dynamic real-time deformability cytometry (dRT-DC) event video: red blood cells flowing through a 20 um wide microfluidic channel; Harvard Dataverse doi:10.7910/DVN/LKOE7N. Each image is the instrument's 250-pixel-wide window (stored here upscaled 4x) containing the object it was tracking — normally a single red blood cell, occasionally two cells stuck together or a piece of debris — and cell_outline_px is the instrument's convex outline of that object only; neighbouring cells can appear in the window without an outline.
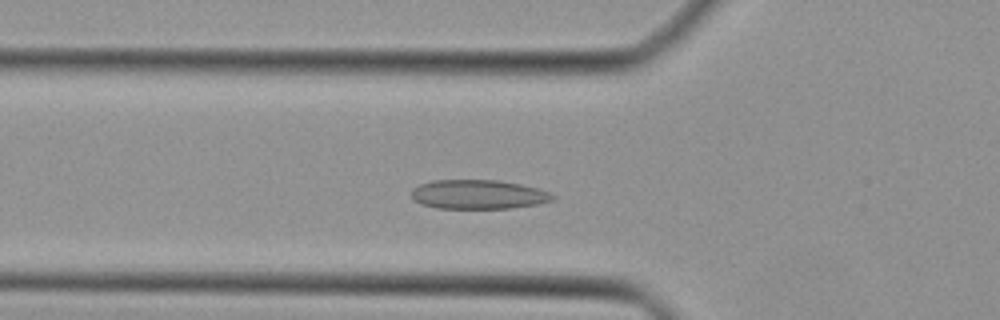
{"species": "Egyptian fruit bat (a non-hibernating species)", "species_latin": "Rousettus aegyptiacus", "temperature_condition": "cold", "stored_images_in_passage": 37, "camera_frame_rate_fps": 3000, "um_per_image_px": 0.085, "animal": {"sex": "female"}, "frame": {"image": 1, "passage_image": 8, "time_ms": 2.333, "image_size_px": [1000, 320], "cell_outline_px": [[556, 196], [552, 200], [536, 204], [508, 208], [436, 208], [420, 204], [412, 196], [412, 188], [420, 184], [432, 180], [496, 180], [520, 184], [536, 188], [548, 192]], "centroid_in_image_um": [40.62, 16.52], "position_along_channel_um": 85.2, "area_um2": 23.81}}
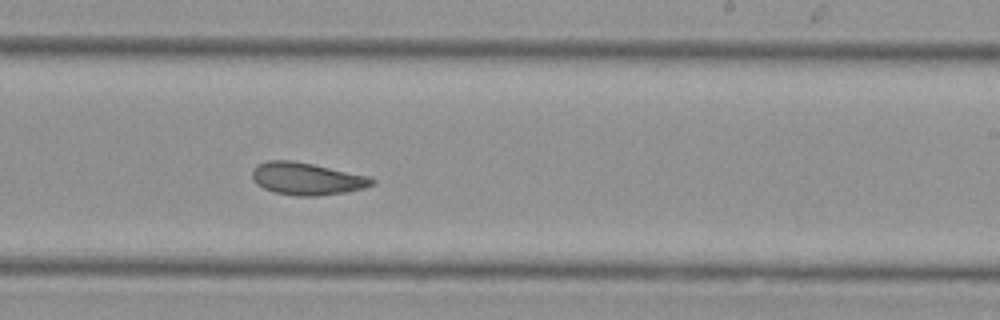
{"frame": {"image": 2, "passage_image": 20, "time_ms": 6.333, "image_size_px": [1000, 320], "cell_outline_px": [[376, 180], [372, 184], [364, 188], [344, 192], [316, 196], [296, 196], [276, 192], [264, 188], [256, 184], [252, 176], [252, 172], [256, 164], [268, 160], [292, 160], [312, 164], [368, 176]], "centroid_in_image_um": [26.04, 15.18], "position_along_channel_um": 263.0, "area_um2": 22.37}}
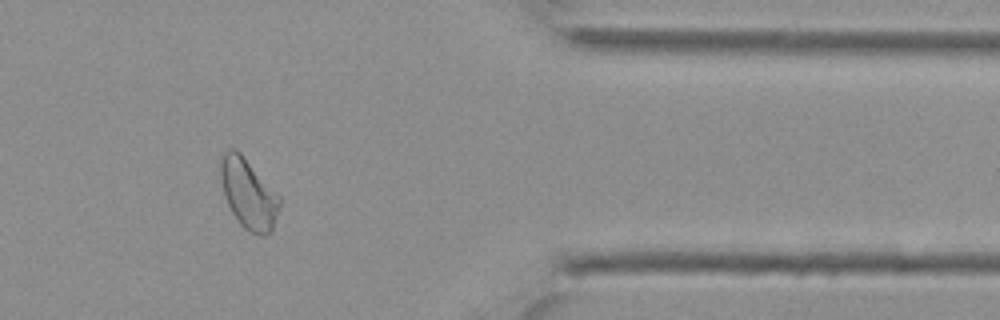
{"frame": {"image": 3, "passage_image": 30, "time_ms": 9.667, "image_size_px": [1000, 320], "cell_outline_px": [[280, 204], [272, 232], [264, 236], [260, 236], [244, 228], [240, 224], [232, 212], [228, 204], [224, 192], [220, 176], [220, 152], [228, 148], [232, 148], [240, 152], [280, 196]], "centroid_in_image_um": [21.11, 16.45], "position_along_channel_um": 390.3, "area_um2": 24.04}}